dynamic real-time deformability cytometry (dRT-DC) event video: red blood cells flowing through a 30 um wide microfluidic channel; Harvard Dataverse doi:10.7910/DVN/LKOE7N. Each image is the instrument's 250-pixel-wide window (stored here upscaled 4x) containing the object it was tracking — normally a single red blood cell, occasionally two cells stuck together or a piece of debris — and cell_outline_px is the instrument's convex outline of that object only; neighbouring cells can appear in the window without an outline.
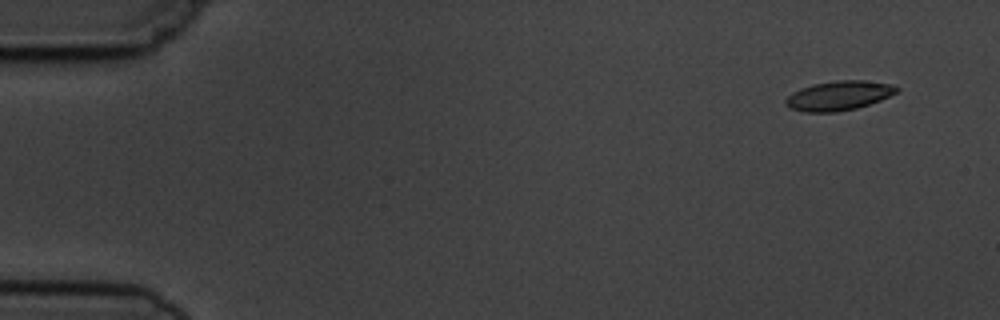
{"species": "common noctule bat (a hibernating species)", "species_latin": "Nyctalus noctula", "temperature_condition": "cold", "stored_images_in_passage": 4, "camera_frame_rate_fps": 3000, "um_per_image_px": 0.085, "animal": {"sex": "male", "body_mass_g": 19.5, "forearm_length_mm": 54.6}, "frame": {"image": 1, "passage_image": 1, "time_ms": 0.0, "image_size_px": [1000, 320], "cell_outline_px": [[900, 88], [896, 92], [880, 100], [856, 108], [836, 112], [804, 112], [788, 108], [784, 104], [784, 100], [792, 92], [800, 88], [812, 84], [836, 80], [864, 80], [892, 84]], "centroid_in_image_um": [71.24, 8.12], "position_along_channel_um": 13.8, "area_um2": 19.13}}